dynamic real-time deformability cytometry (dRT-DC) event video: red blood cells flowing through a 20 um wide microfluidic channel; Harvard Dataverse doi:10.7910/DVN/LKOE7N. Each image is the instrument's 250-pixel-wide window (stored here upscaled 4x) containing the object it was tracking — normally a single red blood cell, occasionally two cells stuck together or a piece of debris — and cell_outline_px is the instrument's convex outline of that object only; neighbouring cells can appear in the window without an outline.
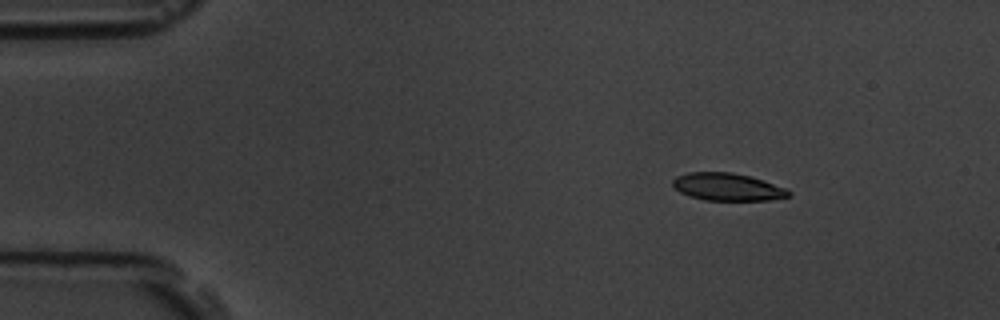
{"species": "common noctule bat (a hibernating species)", "species_latin": "Nyctalus noctula", "temperature_condition": "room temperature", "stored_images_in_passage": 5, "camera_frame_rate_fps": 3000, "um_per_image_px": 0.085, "animal": {"sex": "male", "body_mass_g": 19.5, "forearm_length_mm": 54.6}, "frame": {"image": 1, "passage_image": 3, "time_ms": 2.333, "image_size_px": [1000, 320], "cell_outline_px": [[792, 196], [768, 200], [704, 200], [688, 196], [680, 192], [672, 184], [672, 180], [676, 176], [688, 172], [732, 172], [748, 176], [788, 188], [792, 192]], "centroid_in_image_um": [61.85, 15.89], "position_along_channel_um": 23.2, "area_um2": 18.67}}
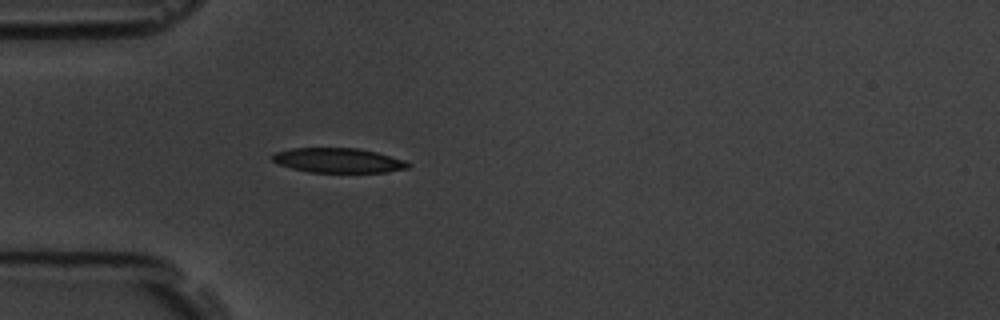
{"frame": {"image": 2, "passage_image": 5, "time_ms": 5.333, "image_size_px": [1000, 320], "cell_outline_px": [[412, 164], [408, 168], [388, 172], [308, 172], [292, 168], [280, 164], [272, 160], [272, 156], [276, 152], [292, 148], [360, 148], [376, 152], [404, 160]], "centroid_in_image_um": [28.78, 13.63], "position_along_channel_um": 56.2, "area_um2": 19.42}}